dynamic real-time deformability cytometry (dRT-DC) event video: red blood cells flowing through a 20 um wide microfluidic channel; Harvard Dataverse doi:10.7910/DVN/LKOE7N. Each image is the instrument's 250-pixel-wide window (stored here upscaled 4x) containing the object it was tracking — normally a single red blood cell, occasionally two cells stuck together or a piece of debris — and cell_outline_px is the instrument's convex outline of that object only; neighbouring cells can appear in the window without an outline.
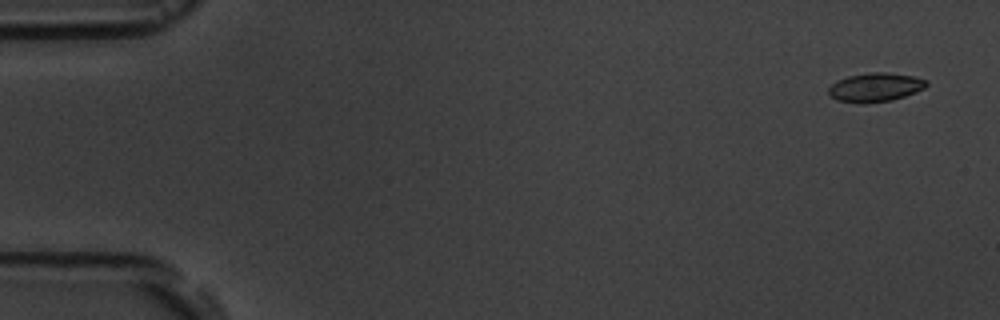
{"species": "common noctule bat (a hibernating species)", "species_latin": "Nyctalus noctula", "temperature_condition": "room temperature", "stored_images_in_passage": 5, "camera_frame_rate_fps": 3000, "um_per_image_px": 0.085, "animal": {"sex": "male", "body_mass_g": 19.5, "forearm_length_mm": 54.6}, "frame": {"image": 1, "passage_image": 1, "time_ms": 0.0, "image_size_px": [1000, 320], "cell_outline_px": [[928, 84], [924, 88], [916, 92], [892, 100], [864, 104], [836, 100], [828, 92], [828, 88], [836, 80], [848, 76], [872, 72], [888, 72], [912, 76], [928, 80]], "centroid_in_image_um": [74.4, 7.42], "position_along_channel_um": 10.6, "area_um2": 16.53}}
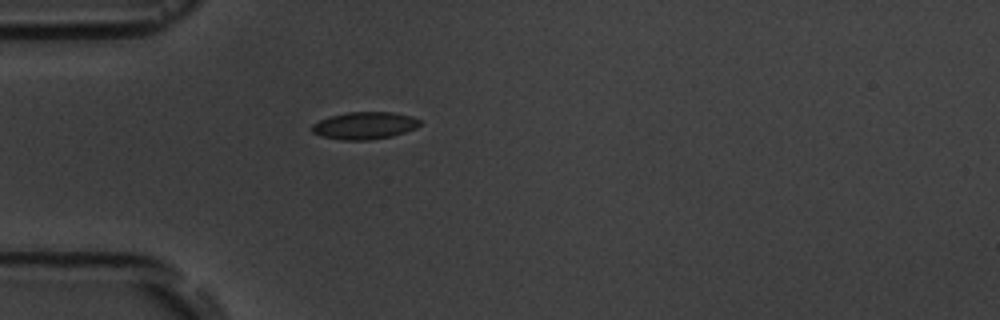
{"frame": {"image": 2, "passage_image": 5, "time_ms": 4.667, "image_size_px": [1000, 320], "cell_outline_px": [[420, 124], [416, 128], [392, 136], [372, 140], [340, 140], [320, 136], [312, 132], [312, 124], [320, 120], [332, 116], [348, 112], [392, 112], [412, 116], [420, 120]], "centroid_in_image_um": [30.98, 10.68], "position_along_channel_um": 54.0, "area_um2": 17.17}}